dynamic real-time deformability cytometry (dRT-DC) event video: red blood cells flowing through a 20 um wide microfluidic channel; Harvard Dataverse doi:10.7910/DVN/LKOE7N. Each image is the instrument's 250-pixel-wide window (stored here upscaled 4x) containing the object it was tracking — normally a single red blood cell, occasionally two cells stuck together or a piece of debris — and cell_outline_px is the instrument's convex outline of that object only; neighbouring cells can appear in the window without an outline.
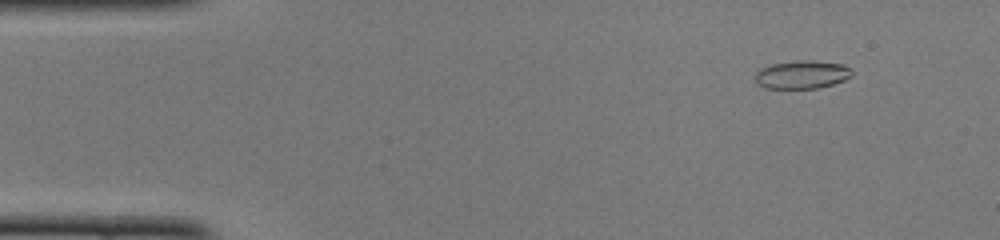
{"species": "common noctule bat (a hibernating species)", "species_latin": "Nyctalus noctula", "temperature_condition": "cold", "stored_images_in_passage": 47, "camera_frame_rate_fps": 3000, "um_per_image_px": 0.085, "animal": {"sex": "female", "body_mass_g": 22.0, "forearm_length_mm": 56.7}, "frame": {"image": 1, "passage_image": 3, "time_ms": 0.667, "image_size_px": [1000, 240], "cell_outline_px": [[852, 76], [844, 80], [820, 88], [764, 88], [756, 84], [756, 72], [760, 68], [772, 64], [796, 60], [812, 60], [844, 64], [852, 68]], "centroid_in_image_um": [68.18, 6.33], "position_along_channel_um": 16.8, "area_um2": 16.07}}
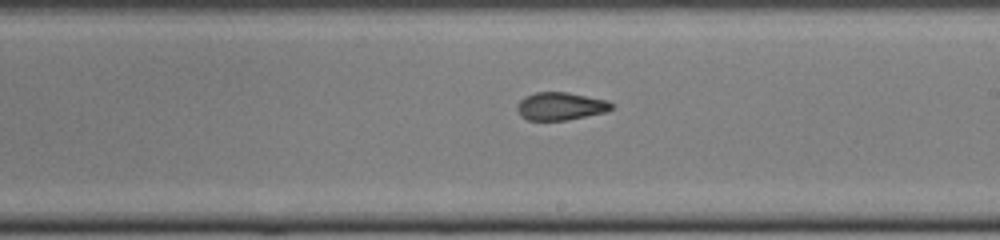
{"frame": {"image": 2, "passage_image": 26, "time_ms": 8.333, "image_size_px": [1000, 240], "cell_outline_px": [[612, 108], [604, 112], [564, 120], [528, 120], [520, 116], [516, 108], [516, 104], [524, 96], [536, 92], [568, 92], [608, 100], [612, 104]], "centroid_in_image_um": [47.59, 9.01], "position_along_channel_um": 241.4, "area_um2": 15.26}}
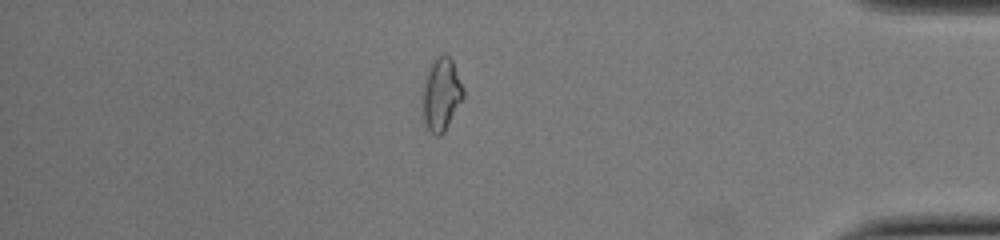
{"frame": {"image": 3, "passage_image": 40, "time_ms": 13.0, "image_size_px": [1000, 240], "cell_outline_px": [[464, 96], [444, 132], [440, 136], [436, 136], [428, 128], [424, 120], [424, 84], [428, 72], [436, 56], [444, 52], [452, 60], [464, 92]], "centroid_in_image_um": [37.53, 8.01], "position_along_channel_um": 397.7, "area_um2": 16.59}, "authors_computed_cell_mechanics": {"area_um2": 16.4152, "velocity_mm_per_s": 4.11, "shape_relaxation_time_tau1_ms": null, "shape_relaxation_time_tau2_ms": 1.4016, "deformation_change_tau1": null, "deformation_change_tau2": 0.0773}}